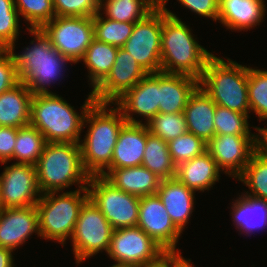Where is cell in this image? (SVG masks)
I'll return each instance as SVG.
<instances>
[{
	"label": "cell",
	"mask_w": 267,
	"mask_h": 267,
	"mask_svg": "<svg viewBox=\"0 0 267 267\" xmlns=\"http://www.w3.org/2000/svg\"><path fill=\"white\" fill-rule=\"evenodd\" d=\"M109 105L112 107L111 103L94 102L84 118L83 127L90 125L79 145L83 168L89 176H103L111 169L113 150L126 123L121 110Z\"/></svg>",
	"instance_id": "1"
},
{
	"label": "cell",
	"mask_w": 267,
	"mask_h": 267,
	"mask_svg": "<svg viewBox=\"0 0 267 267\" xmlns=\"http://www.w3.org/2000/svg\"><path fill=\"white\" fill-rule=\"evenodd\" d=\"M162 7L161 70L169 74H183L200 80L207 61L214 55L199 45L185 23L165 5Z\"/></svg>",
	"instance_id": "2"
},
{
	"label": "cell",
	"mask_w": 267,
	"mask_h": 267,
	"mask_svg": "<svg viewBox=\"0 0 267 267\" xmlns=\"http://www.w3.org/2000/svg\"><path fill=\"white\" fill-rule=\"evenodd\" d=\"M89 93L80 115L56 93L33 94L29 124L44 135L46 142L80 143L86 112L95 102Z\"/></svg>",
	"instance_id": "3"
},
{
	"label": "cell",
	"mask_w": 267,
	"mask_h": 267,
	"mask_svg": "<svg viewBox=\"0 0 267 267\" xmlns=\"http://www.w3.org/2000/svg\"><path fill=\"white\" fill-rule=\"evenodd\" d=\"M27 29L34 36L35 41L30 43L32 46L24 47L22 54L11 51L19 80L33 94L53 93L47 86L55 84L63 76L62 72L66 71L68 62H72L54 48L52 40L42 29Z\"/></svg>",
	"instance_id": "4"
},
{
	"label": "cell",
	"mask_w": 267,
	"mask_h": 267,
	"mask_svg": "<svg viewBox=\"0 0 267 267\" xmlns=\"http://www.w3.org/2000/svg\"><path fill=\"white\" fill-rule=\"evenodd\" d=\"M35 167L42 194L64 191L73 184L87 188L90 176L83 168L79 143L46 142Z\"/></svg>",
	"instance_id": "5"
},
{
	"label": "cell",
	"mask_w": 267,
	"mask_h": 267,
	"mask_svg": "<svg viewBox=\"0 0 267 267\" xmlns=\"http://www.w3.org/2000/svg\"><path fill=\"white\" fill-rule=\"evenodd\" d=\"M199 86L216 105L249 114L247 66L213 55L206 63Z\"/></svg>",
	"instance_id": "6"
},
{
	"label": "cell",
	"mask_w": 267,
	"mask_h": 267,
	"mask_svg": "<svg viewBox=\"0 0 267 267\" xmlns=\"http://www.w3.org/2000/svg\"><path fill=\"white\" fill-rule=\"evenodd\" d=\"M42 194L37 202L40 237L64 246L71 239L81 206L88 199L87 188ZM81 193H83L81 195Z\"/></svg>",
	"instance_id": "7"
},
{
	"label": "cell",
	"mask_w": 267,
	"mask_h": 267,
	"mask_svg": "<svg viewBox=\"0 0 267 267\" xmlns=\"http://www.w3.org/2000/svg\"><path fill=\"white\" fill-rule=\"evenodd\" d=\"M87 191L113 229L137 226L140 197L114 187L103 176H90Z\"/></svg>",
	"instance_id": "8"
},
{
	"label": "cell",
	"mask_w": 267,
	"mask_h": 267,
	"mask_svg": "<svg viewBox=\"0 0 267 267\" xmlns=\"http://www.w3.org/2000/svg\"><path fill=\"white\" fill-rule=\"evenodd\" d=\"M113 230L100 209L88 198L80 208L70 239L76 264L103 250L107 253Z\"/></svg>",
	"instance_id": "9"
},
{
	"label": "cell",
	"mask_w": 267,
	"mask_h": 267,
	"mask_svg": "<svg viewBox=\"0 0 267 267\" xmlns=\"http://www.w3.org/2000/svg\"><path fill=\"white\" fill-rule=\"evenodd\" d=\"M107 255L115 263L148 267L169 254L138 226L114 229Z\"/></svg>",
	"instance_id": "10"
},
{
	"label": "cell",
	"mask_w": 267,
	"mask_h": 267,
	"mask_svg": "<svg viewBox=\"0 0 267 267\" xmlns=\"http://www.w3.org/2000/svg\"><path fill=\"white\" fill-rule=\"evenodd\" d=\"M41 29L52 40L54 48L76 64L94 39L93 17L55 16Z\"/></svg>",
	"instance_id": "11"
},
{
	"label": "cell",
	"mask_w": 267,
	"mask_h": 267,
	"mask_svg": "<svg viewBox=\"0 0 267 267\" xmlns=\"http://www.w3.org/2000/svg\"><path fill=\"white\" fill-rule=\"evenodd\" d=\"M161 34L162 7L137 21L123 46L148 74L161 70Z\"/></svg>",
	"instance_id": "12"
},
{
	"label": "cell",
	"mask_w": 267,
	"mask_h": 267,
	"mask_svg": "<svg viewBox=\"0 0 267 267\" xmlns=\"http://www.w3.org/2000/svg\"><path fill=\"white\" fill-rule=\"evenodd\" d=\"M36 167L12 163L0 175V208L36 205L41 197Z\"/></svg>",
	"instance_id": "13"
},
{
	"label": "cell",
	"mask_w": 267,
	"mask_h": 267,
	"mask_svg": "<svg viewBox=\"0 0 267 267\" xmlns=\"http://www.w3.org/2000/svg\"><path fill=\"white\" fill-rule=\"evenodd\" d=\"M137 226L169 255H181L176 244L182 232L172 222L157 194L140 197Z\"/></svg>",
	"instance_id": "14"
},
{
	"label": "cell",
	"mask_w": 267,
	"mask_h": 267,
	"mask_svg": "<svg viewBox=\"0 0 267 267\" xmlns=\"http://www.w3.org/2000/svg\"><path fill=\"white\" fill-rule=\"evenodd\" d=\"M257 147V135H219L207 143V151L218 168L231 178L244 171Z\"/></svg>",
	"instance_id": "15"
},
{
	"label": "cell",
	"mask_w": 267,
	"mask_h": 267,
	"mask_svg": "<svg viewBox=\"0 0 267 267\" xmlns=\"http://www.w3.org/2000/svg\"><path fill=\"white\" fill-rule=\"evenodd\" d=\"M147 74L131 54L118 48L110 73L92 90L93 98L95 102L113 104Z\"/></svg>",
	"instance_id": "16"
},
{
	"label": "cell",
	"mask_w": 267,
	"mask_h": 267,
	"mask_svg": "<svg viewBox=\"0 0 267 267\" xmlns=\"http://www.w3.org/2000/svg\"><path fill=\"white\" fill-rule=\"evenodd\" d=\"M113 105L121 110L127 123H142V120L133 117L134 113L146 118V123L149 122L159 113V72L147 74Z\"/></svg>",
	"instance_id": "17"
},
{
	"label": "cell",
	"mask_w": 267,
	"mask_h": 267,
	"mask_svg": "<svg viewBox=\"0 0 267 267\" xmlns=\"http://www.w3.org/2000/svg\"><path fill=\"white\" fill-rule=\"evenodd\" d=\"M39 233L38 212L35 205L0 209V246L15 251L17 247Z\"/></svg>",
	"instance_id": "18"
},
{
	"label": "cell",
	"mask_w": 267,
	"mask_h": 267,
	"mask_svg": "<svg viewBox=\"0 0 267 267\" xmlns=\"http://www.w3.org/2000/svg\"><path fill=\"white\" fill-rule=\"evenodd\" d=\"M147 142L146 123H125L113 150L111 169L141 166Z\"/></svg>",
	"instance_id": "19"
},
{
	"label": "cell",
	"mask_w": 267,
	"mask_h": 267,
	"mask_svg": "<svg viewBox=\"0 0 267 267\" xmlns=\"http://www.w3.org/2000/svg\"><path fill=\"white\" fill-rule=\"evenodd\" d=\"M162 201L174 225L183 232L194 209L195 191L176 177L161 180L156 193Z\"/></svg>",
	"instance_id": "20"
},
{
	"label": "cell",
	"mask_w": 267,
	"mask_h": 267,
	"mask_svg": "<svg viewBox=\"0 0 267 267\" xmlns=\"http://www.w3.org/2000/svg\"><path fill=\"white\" fill-rule=\"evenodd\" d=\"M216 104L201 86L191 93L184 108L188 132L208 143L215 136Z\"/></svg>",
	"instance_id": "21"
},
{
	"label": "cell",
	"mask_w": 267,
	"mask_h": 267,
	"mask_svg": "<svg viewBox=\"0 0 267 267\" xmlns=\"http://www.w3.org/2000/svg\"><path fill=\"white\" fill-rule=\"evenodd\" d=\"M265 0H219L218 21L227 29L248 31L264 21Z\"/></svg>",
	"instance_id": "22"
},
{
	"label": "cell",
	"mask_w": 267,
	"mask_h": 267,
	"mask_svg": "<svg viewBox=\"0 0 267 267\" xmlns=\"http://www.w3.org/2000/svg\"><path fill=\"white\" fill-rule=\"evenodd\" d=\"M199 80L183 74L159 72V112L183 113Z\"/></svg>",
	"instance_id": "23"
},
{
	"label": "cell",
	"mask_w": 267,
	"mask_h": 267,
	"mask_svg": "<svg viewBox=\"0 0 267 267\" xmlns=\"http://www.w3.org/2000/svg\"><path fill=\"white\" fill-rule=\"evenodd\" d=\"M103 177L114 187L138 197L155 195L161 179L144 166L109 169Z\"/></svg>",
	"instance_id": "24"
},
{
	"label": "cell",
	"mask_w": 267,
	"mask_h": 267,
	"mask_svg": "<svg viewBox=\"0 0 267 267\" xmlns=\"http://www.w3.org/2000/svg\"><path fill=\"white\" fill-rule=\"evenodd\" d=\"M221 170L208 151L176 167V178L193 191L210 190L219 182Z\"/></svg>",
	"instance_id": "25"
},
{
	"label": "cell",
	"mask_w": 267,
	"mask_h": 267,
	"mask_svg": "<svg viewBox=\"0 0 267 267\" xmlns=\"http://www.w3.org/2000/svg\"><path fill=\"white\" fill-rule=\"evenodd\" d=\"M33 93L27 85L19 82L0 94V126L24 127L30 123Z\"/></svg>",
	"instance_id": "26"
},
{
	"label": "cell",
	"mask_w": 267,
	"mask_h": 267,
	"mask_svg": "<svg viewBox=\"0 0 267 267\" xmlns=\"http://www.w3.org/2000/svg\"><path fill=\"white\" fill-rule=\"evenodd\" d=\"M242 194L232 201L231 216L236 228L249 236L257 229L267 228V201Z\"/></svg>",
	"instance_id": "27"
},
{
	"label": "cell",
	"mask_w": 267,
	"mask_h": 267,
	"mask_svg": "<svg viewBox=\"0 0 267 267\" xmlns=\"http://www.w3.org/2000/svg\"><path fill=\"white\" fill-rule=\"evenodd\" d=\"M118 47L93 39L83 58L92 90H94L110 73L115 62Z\"/></svg>",
	"instance_id": "28"
},
{
	"label": "cell",
	"mask_w": 267,
	"mask_h": 267,
	"mask_svg": "<svg viewBox=\"0 0 267 267\" xmlns=\"http://www.w3.org/2000/svg\"><path fill=\"white\" fill-rule=\"evenodd\" d=\"M142 166L152 171L159 179L175 178L176 165L172 161L168 143L149 132L147 127V142Z\"/></svg>",
	"instance_id": "29"
},
{
	"label": "cell",
	"mask_w": 267,
	"mask_h": 267,
	"mask_svg": "<svg viewBox=\"0 0 267 267\" xmlns=\"http://www.w3.org/2000/svg\"><path fill=\"white\" fill-rule=\"evenodd\" d=\"M154 9L147 0H99V14L118 22L136 23Z\"/></svg>",
	"instance_id": "30"
},
{
	"label": "cell",
	"mask_w": 267,
	"mask_h": 267,
	"mask_svg": "<svg viewBox=\"0 0 267 267\" xmlns=\"http://www.w3.org/2000/svg\"><path fill=\"white\" fill-rule=\"evenodd\" d=\"M46 144L44 135L34 126L27 125L17 130L12 160L21 164L36 165Z\"/></svg>",
	"instance_id": "31"
},
{
	"label": "cell",
	"mask_w": 267,
	"mask_h": 267,
	"mask_svg": "<svg viewBox=\"0 0 267 267\" xmlns=\"http://www.w3.org/2000/svg\"><path fill=\"white\" fill-rule=\"evenodd\" d=\"M238 180L251 191L244 194L267 201V156L257 149Z\"/></svg>",
	"instance_id": "32"
},
{
	"label": "cell",
	"mask_w": 267,
	"mask_h": 267,
	"mask_svg": "<svg viewBox=\"0 0 267 267\" xmlns=\"http://www.w3.org/2000/svg\"><path fill=\"white\" fill-rule=\"evenodd\" d=\"M134 25L110 20L97 12L93 16L94 39L121 48L131 36Z\"/></svg>",
	"instance_id": "33"
},
{
	"label": "cell",
	"mask_w": 267,
	"mask_h": 267,
	"mask_svg": "<svg viewBox=\"0 0 267 267\" xmlns=\"http://www.w3.org/2000/svg\"><path fill=\"white\" fill-rule=\"evenodd\" d=\"M248 99L250 112L260 122L267 120V70L248 67Z\"/></svg>",
	"instance_id": "34"
},
{
	"label": "cell",
	"mask_w": 267,
	"mask_h": 267,
	"mask_svg": "<svg viewBox=\"0 0 267 267\" xmlns=\"http://www.w3.org/2000/svg\"><path fill=\"white\" fill-rule=\"evenodd\" d=\"M146 125L151 134L167 143L188 132L184 113L159 112Z\"/></svg>",
	"instance_id": "35"
},
{
	"label": "cell",
	"mask_w": 267,
	"mask_h": 267,
	"mask_svg": "<svg viewBox=\"0 0 267 267\" xmlns=\"http://www.w3.org/2000/svg\"><path fill=\"white\" fill-rule=\"evenodd\" d=\"M14 4L30 29H41L55 17L53 0H14Z\"/></svg>",
	"instance_id": "36"
},
{
	"label": "cell",
	"mask_w": 267,
	"mask_h": 267,
	"mask_svg": "<svg viewBox=\"0 0 267 267\" xmlns=\"http://www.w3.org/2000/svg\"><path fill=\"white\" fill-rule=\"evenodd\" d=\"M249 114H242L216 105L214 114L215 134L219 135H257L252 134L248 123Z\"/></svg>",
	"instance_id": "37"
},
{
	"label": "cell",
	"mask_w": 267,
	"mask_h": 267,
	"mask_svg": "<svg viewBox=\"0 0 267 267\" xmlns=\"http://www.w3.org/2000/svg\"><path fill=\"white\" fill-rule=\"evenodd\" d=\"M19 19L14 0H0V49L15 50L20 34Z\"/></svg>",
	"instance_id": "38"
},
{
	"label": "cell",
	"mask_w": 267,
	"mask_h": 267,
	"mask_svg": "<svg viewBox=\"0 0 267 267\" xmlns=\"http://www.w3.org/2000/svg\"><path fill=\"white\" fill-rule=\"evenodd\" d=\"M172 161L176 166L207 151V143L192 133H184L168 142Z\"/></svg>",
	"instance_id": "39"
},
{
	"label": "cell",
	"mask_w": 267,
	"mask_h": 267,
	"mask_svg": "<svg viewBox=\"0 0 267 267\" xmlns=\"http://www.w3.org/2000/svg\"><path fill=\"white\" fill-rule=\"evenodd\" d=\"M55 16L93 17L99 12V0H53Z\"/></svg>",
	"instance_id": "40"
},
{
	"label": "cell",
	"mask_w": 267,
	"mask_h": 267,
	"mask_svg": "<svg viewBox=\"0 0 267 267\" xmlns=\"http://www.w3.org/2000/svg\"><path fill=\"white\" fill-rule=\"evenodd\" d=\"M20 82L15 61L9 49H0V94Z\"/></svg>",
	"instance_id": "41"
},
{
	"label": "cell",
	"mask_w": 267,
	"mask_h": 267,
	"mask_svg": "<svg viewBox=\"0 0 267 267\" xmlns=\"http://www.w3.org/2000/svg\"><path fill=\"white\" fill-rule=\"evenodd\" d=\"M182 6L191 10L200 16L218 20L219 0H178Z\"/></svg>",
	"instance_id": "42"
},
{
	"label": "cell",
	"mask_w": 267,
	"mask_h": 267,
	"mask_svg": "<svg viewBox=\"0 0 267 267\" xmlns=\"http://www.w3.org/2000/svg\"><path fill=\"white\" fill-rule=\"evenodd\" d=\"M16 127L0 126V163L6 164L12 160L17 138Z\"/></svg>",
	"instance_id": "43"
},
{
	"label": "cell",
	"mask_w": 267,
	"mask_h": 267,
	"mask_svg": "<svg viewBox=\"0 0 267 267\" xmlns=\"http://www.w3.org/2000/svg\"><path fill=\"white\" fill-rule=\"evenodd\" d=\"M184 260L181 255H168L160 263L148 267H182Z\"/></svg>",
	"instance_id": "44"
},
{
	"label": "cell",
	"mask_w": 267,
	"mask_h": 267,
	"mask_svg": "<svg viewBox=\"0 0 267 267\" xmlns=\"http://www.w3.org/2000/svg\"><path fill=\"white\" fill-rule=\"evenodd\" d=\"M258 132L257 135V147L260 152L267 156V127L260 128L254 127Z\"/></svg>",
	"instance_id": "45"
},
{
	"label": "cell",
	"mask_w": 267,
	"mask_h": 267,
	"mask_svg": "<svg viewBox=\"0 0 267 267\" xmlns=\"http://www.w3.org/2000/svg\"><path fill=\"white\" fill-rule=\"evenodd\" d=\"M13 251L0 246V267H14Z\"/></svg>",
	"instance_id": "46"
},
{
	"label": "cell",
	"mask_w": 267,
	"mask_h": 267,
	"mask_svg": "<svg viewBox=\"0 0 267 267\" xmlns=\"http://www.w3.org/2000/svg\"><path fill=\"white\" fill-rule=\"evenodd\" d=\"M154 8L163 7L164 0H147Z\"/></svg>",
	"instance_id": "47"
},
{
	"label": "cell",
	"mask_w": 267,
	"mask_h": 267,
	"mask_svg": "<svg viewBox=\"0 0 267 267\" xmlns=\"http://www.w3.org/2000/svg\"><path fill=\"white\" fill-rule=\"evenodd\" d=\"M111 267H138V266L130 265V264H123V263H116V264H113Z\"/></svg>",
	"instance_id": "48"
},
{
	"label": "cell",
	"mask_w": 267,
	"mask_h": 267,
	"mask_svg": "<svg viewBox=\"0 0 267 267\" xmlns=\"http://www.w3.org/2000/svg\"><path fill=\"white\" fill-rule=\"evenodd\" d=\"M189 261H191V259H185L182 267H194L193 263L191 264Z\"/></svg>",
	"instance_id": "49"
}]
</instances>
